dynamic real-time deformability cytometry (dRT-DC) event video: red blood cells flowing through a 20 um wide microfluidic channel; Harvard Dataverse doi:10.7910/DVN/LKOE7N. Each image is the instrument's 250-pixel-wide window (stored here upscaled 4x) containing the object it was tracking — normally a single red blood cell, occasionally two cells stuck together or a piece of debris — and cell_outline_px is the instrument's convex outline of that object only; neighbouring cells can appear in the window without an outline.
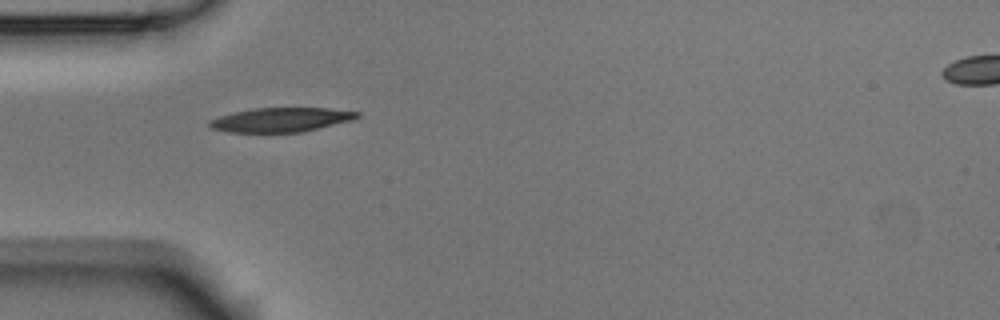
{"species": "Egyptian fruit bat (a non-hibernating species)", "species_latin": "Rousettus aegyptiacus", "temperature_condition": "room temperature", "stored_images_in_passage": 7, "camera_frame_rate_fps": 3000, "um_per_image_px": 0.085, "animal": {"sex": "male"}, "frame": {"image": 1, "passage_image": 1, "time_ms": 0.0, "image_size_px": [1000, 320], "cell_outline_px": [[360, 116], [352, 120], [300, 132], [228, 132], [212, 128], [208, 124], [208, 120], [220, 116], [236, 112], [256, 108], [328, 108], [360, 112]], "centroid_in_image_um": [23.88, 10.18], "position_along_channel_um": 61.1, "area_um2": 20.58}}
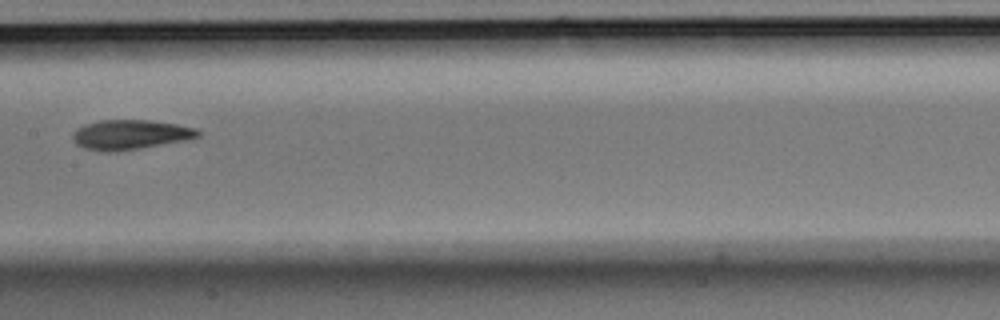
{"frame": {"image": 2, "passage_image": 4, "time_ms": 1.0, "image_size_px": [1000, 320], "cell_outline_px": [[200, 136], [140, 148], [116, 152], [100, 152], [84, 148], [76, 144], [72, 140], [72, 136], [76, 128], [84, 124], [100, 120], [148, 120], [176, 124], [196, 128], [200, 132]], "centroid_in_image_um": [10.98, 11.44], "position_along_channel_um": 196.4, "area_um2": 21.56}}
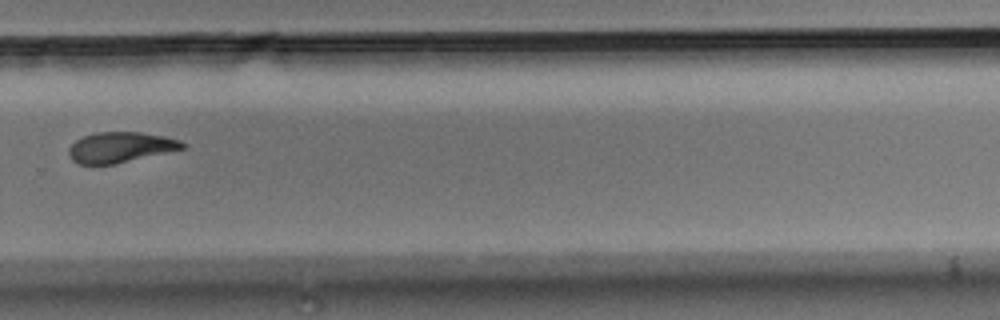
{"frame": {"image": 3, "passage_image": 7, "time_ms": 2.0, "image_size_px": [1000, 320], "cell_outline_px": [[184, 148], [116, 164], [76, 164], [68, 156], [68, 148], [76, 140], [84, 136], [96, 132], [140, 132], [164, 136], [180, 140], [184, 144]], "centroid_in_image_um": [10.18, 12.52], "position_along_channel_um": 319.6, "area_um2": 20.11}}